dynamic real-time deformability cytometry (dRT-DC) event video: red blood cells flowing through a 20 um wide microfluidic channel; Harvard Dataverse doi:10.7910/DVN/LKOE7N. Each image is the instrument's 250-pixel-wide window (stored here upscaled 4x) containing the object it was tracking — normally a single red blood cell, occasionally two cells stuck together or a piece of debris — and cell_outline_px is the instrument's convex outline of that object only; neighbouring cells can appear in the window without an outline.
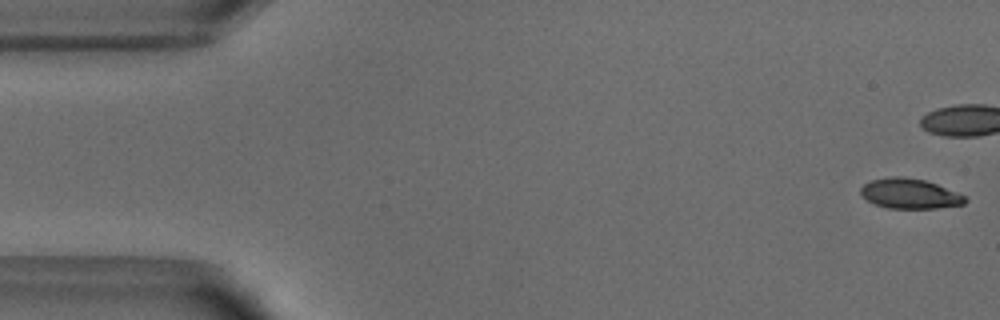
{"species": "common noctule bat (a hibernating species)", "species_latin": "Nyctalus noctula", "temperature_condition": "warm", "stored_images_in_passage": 39, "camera_frame_rate_fps": 3000, "um_per_image_px": 0.085, "animal": {"sex": "male", "body_mass_g": 18.8}, "frame": {"image": 1, "passage_image": 1, "time_ms": 0.0, "image_size_px": [1000, 320], "cell_outline_px": [[968, 200], [964, 204], [936, 208], [888, 208], [876, 204], [860, 196], [860, 188], [864, 184], [872, 180], [892, 176], [904, 176], [924, 180], [936, 184], [956, 192], [964, 196]], "centroid_in_image_um": [77.3, 16.45], "position_along_channel_um": 7.7, "area_um2": 18.15}}